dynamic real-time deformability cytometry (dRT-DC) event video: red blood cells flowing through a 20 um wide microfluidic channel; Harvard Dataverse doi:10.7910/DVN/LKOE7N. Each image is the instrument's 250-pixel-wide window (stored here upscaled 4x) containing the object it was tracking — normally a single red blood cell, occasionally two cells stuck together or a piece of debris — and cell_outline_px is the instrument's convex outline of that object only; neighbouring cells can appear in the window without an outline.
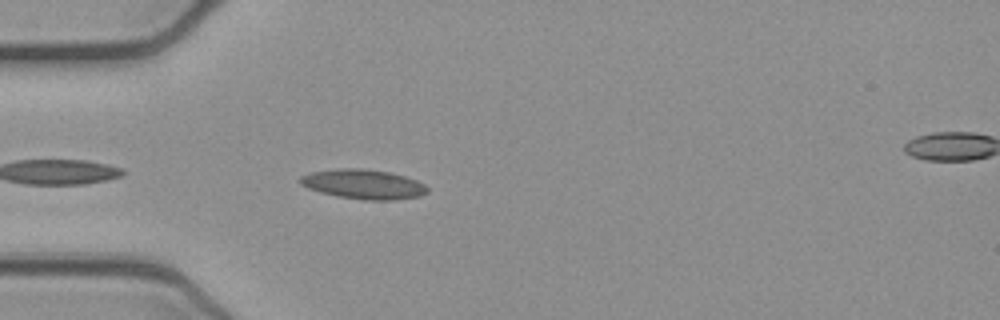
{"species": "common noctule bat (a hibernating species)", "species_latin": "Nyctalus noctula", "temperature_condition": "cold", "stored_images_in_passage": 40, "camera_frame_rate_fps": 3000, "um_per_image_px": 0.085, "animal": {"sex": "female", "body_mass_g": 21.9}, "frame": {"image": 1, "passage_image": 3, "time_ms": 0.667, "image_size_px": [1000, 320], "cell_outline_px": [[428, 192], [420, 196], [396, 200], [364, 200], [336, 196], [320, 192], [308, 188], [300, 184], [300, 176], [312, 172], [336, 168], [364, 168], [388, 172], [404, 176], [416, 180], [424, 184], [428, 188]], "centroid_in_image_um": [30.89, 15.66], "position_along_channel_um": 54.1, "area_um2": 22.02}}
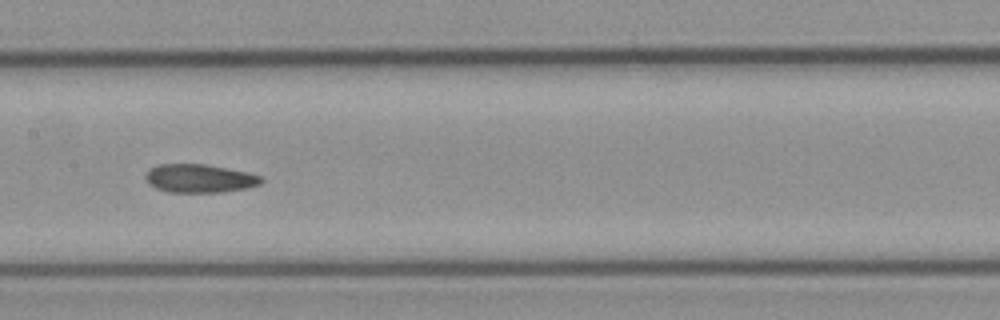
{"frame": {"image": 2, "passage_image": 14, "time_ms": 4.333, "image_size_px": [1000, 320], "cell_outline_px": [[264, 180], [260, 184], [248, 188], [220, 192], [168, 192], [156, 188], [148, 184], [144, 176], [156, 164], [204, 164], [248, 172], [260, 176]], "centroid_in_image_um": [16.96, 15.17], "position_along_channel_um": 190.4, "area_um2": 19.13}}
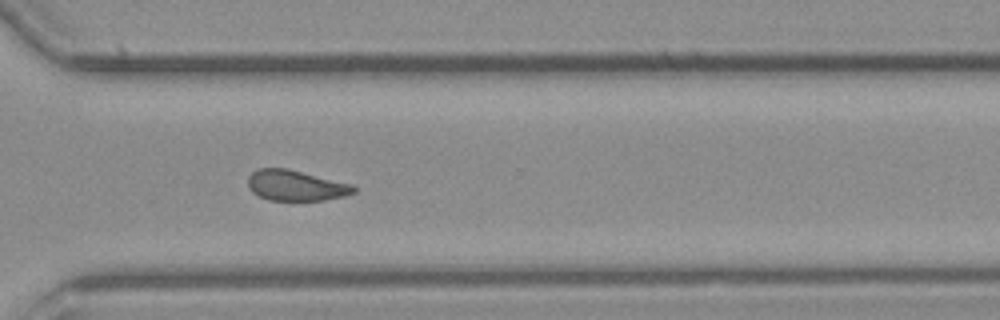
{"frame": {"image": 3, "passage_image": 26, "time_ms": 8.333, "image_size_px": [1000, 320], "cell_outline_px": [[356, 192], [344, 196], [324, 200], [268, 200], [252, 192], [248, 188], [248, 176], [256, 168], [288, 168], [352, 184], [356, 188]], "centroid_in_image_um": [25.13, 15.76], "position_along_channel_um": 345.5, "area_um2": 18.96}, "authors_computed_cell_mechanics": {"area_um2": 19.4786, "velocity_mm_per_s": 3.8927, "shape_relaxation_time_tau1_ms": null, "shape_relaxation_time_tau2_ms": 2.9063, "deformation_change_tau1": null, "deformation_change_tau2": 0.1032}}